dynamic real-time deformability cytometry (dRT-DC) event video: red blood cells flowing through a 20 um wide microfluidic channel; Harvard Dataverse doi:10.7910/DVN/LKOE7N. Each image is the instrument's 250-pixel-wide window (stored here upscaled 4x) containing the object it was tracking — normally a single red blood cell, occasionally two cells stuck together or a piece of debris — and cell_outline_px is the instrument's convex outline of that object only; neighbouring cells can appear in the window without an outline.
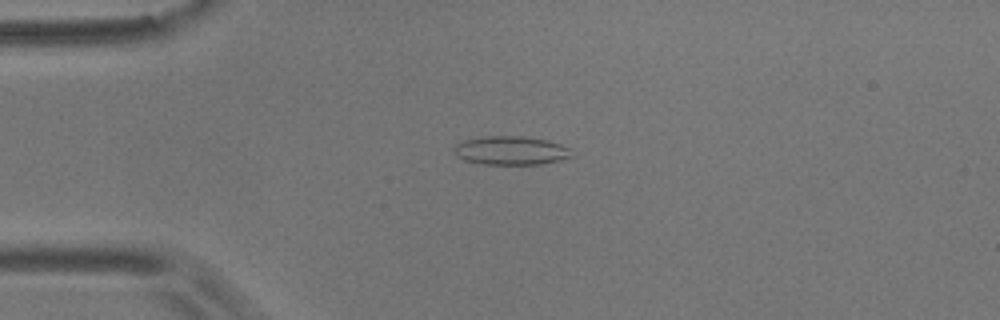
{"species": "common noctule bat (a hibernating species)", "species_latin": "Nyctalus noctula", "temperature_condition": "room temperature", "stored_images_in_passage": 5, "camera_frame_rate_fps": 3000, "um_per_image_px": 0.085, "animal": {"sex": "male", "body_mass_g": 17.9}, "frame": {"image": 1, "passage_image": 2, "time_ms": 1.0, "image_size_px": [1000, 320], "cell_outline_px": [[572, 156], [540, 164], [484, 164], [464, 160], [456, 156], [452, 152], [452, 148], [456, 144], [464, 140], [480, 136], [520, 136], [544, 140], [560, 144], [568, 148]], "centroid_in_image_um": [43.31, 12.79], "position_along_channel_um": 41.7, "area_um2": 19.48}}
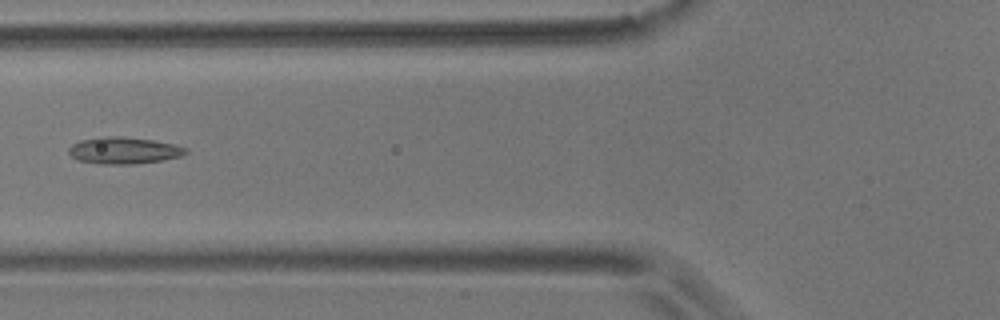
{"frame": {"image": 2, "passage_image": 4, "time_ms": 3.667, "image_size_px": [1000, 320], "cell_outline_px": [[188, 152], [180, 156], [160, 160], [132, 164], [100, 164], [76, 160], [68, 152], [68, 148], [72, 144], [80, 140], [100, 136], [124, 136], [152, 140], [176, 144], [188, 148]], "centroid_in_image_um": [10.5, 12.78], "position_along_channel_um": 115.3, "area_um2": 18.38}}
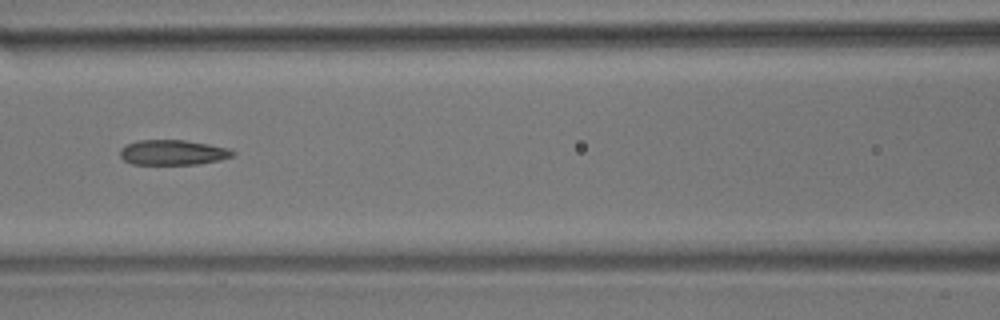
{"frame": {"image": 3, "passage_image": 5, "time_ms": 4.667, "image_size_px": [1000, 320], "cell_outline_px": [[236, 152], [232, 156], [220, 160], [196, 164], [132, 164], [124, 160], [120, 156], [120, 148], [124, 144], [140, 140], [184, 140], [208, 144], [228, 148]], "centroid_in_image_um": [14.66, 12.95], "position_along_channel_um": 151.9, "area_um2": 16.47}}